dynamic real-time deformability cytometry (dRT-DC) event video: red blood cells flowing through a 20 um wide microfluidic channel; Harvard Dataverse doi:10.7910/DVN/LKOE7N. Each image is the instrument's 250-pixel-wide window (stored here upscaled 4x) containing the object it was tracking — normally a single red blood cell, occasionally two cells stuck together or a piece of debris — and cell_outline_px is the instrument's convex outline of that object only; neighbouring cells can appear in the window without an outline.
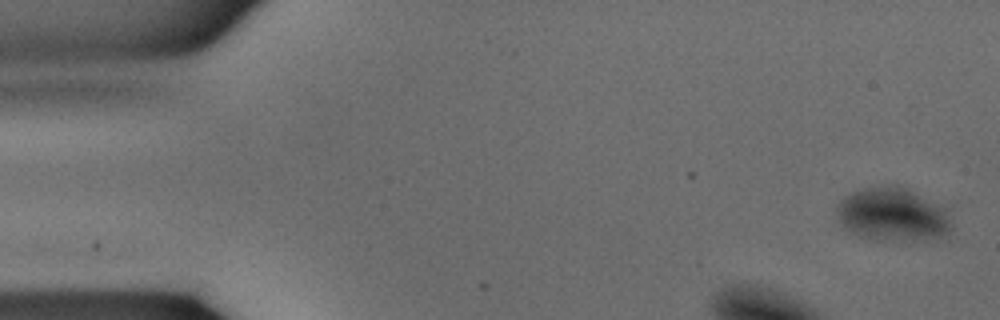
{"species": "common noctule bat (a hibernating species)", "species_latin": "Nyctalus noctula", "temperature_condition": "warm", "stored_images_in_passage": 28, "camera_frame_rate_fps": 3000, "um_per_image_px": 0.085, "animal": {"sex": "male", "body_mass_g": 15.6}, "frame": {"image": 1, "passage_image": 1, "time_ms": 0.0, "image_size_px": [1000, 320], "cell_outline_px": [[952, 228], [948, 240], [872, 240], [860, 236], [844, 228], [836, 220], [836, 204], [844, 196], [856, 188], [896, 184], [940, 204], [948, 208], [952, 224]], "centroid_in_image_um": [75.91, 18.25], "position_along_channel_um": 9.1, "area_um2": 37.17}}